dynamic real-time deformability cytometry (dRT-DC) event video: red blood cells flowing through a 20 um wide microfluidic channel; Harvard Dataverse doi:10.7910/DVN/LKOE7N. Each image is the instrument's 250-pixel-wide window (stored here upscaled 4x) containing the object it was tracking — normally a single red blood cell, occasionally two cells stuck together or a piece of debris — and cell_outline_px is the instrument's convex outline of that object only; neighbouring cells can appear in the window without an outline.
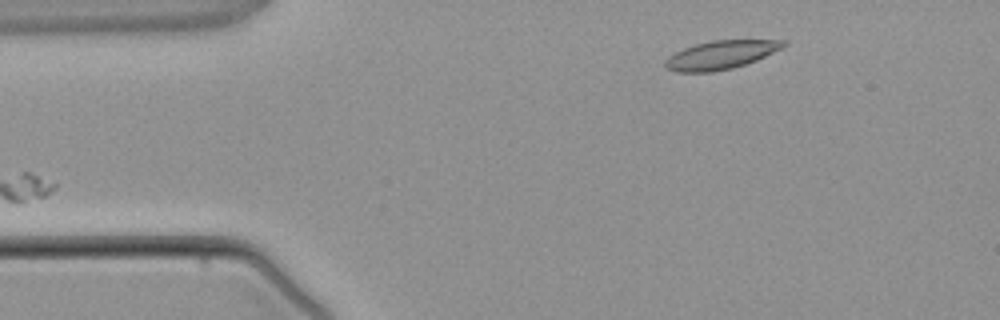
{"species": "common noctule bat (a hibernating species)", "species_latin": "Nyctalus noctula", "temperature_condition": "warm", "stored_images_in_passage": 2, "camera_frame_rate_fps": 3000, "um_per_image_px": 0.085, "animal": {"sex": "male", "body_mass_g": 21.5, "forearm_length_mm": 52.0}, "frame": {"image": 1, "passage_image": 2, "time_ms": 1.333, "image_size_px": [1000, 320], "cell_outline_px": [[788, 44], [784, 48], [756, 60], [732, 68], [712, 72], [676, 72], [668, 68], [664, 64], [664, 60], [668, 56], [684, 48], [696, 44], [712, 40], [788, 40]], "centroid_in_image_um": [61.3, 4.66], "position_along_channel_um": 23.7, "area_um2": 19.65}}